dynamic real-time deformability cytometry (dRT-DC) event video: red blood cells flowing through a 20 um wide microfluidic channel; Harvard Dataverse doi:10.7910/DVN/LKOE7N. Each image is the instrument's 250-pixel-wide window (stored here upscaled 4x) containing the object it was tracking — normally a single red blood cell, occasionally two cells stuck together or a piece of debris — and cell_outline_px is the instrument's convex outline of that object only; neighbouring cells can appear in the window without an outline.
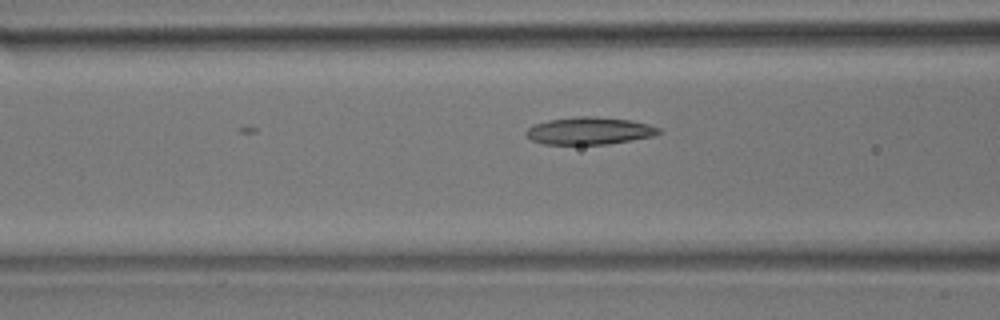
{"species": "common noctule bat (a hibernating species)", "species_latin": "Nyctalus noctula", "temperature_condition": "room temperature", "stored_images_in_passage": 20, "camera_frame_rate_fps": 3000, "um_per_image_px": 0.085, "animal": {"sex": "male", "body_mass_g": 17.9}, "frame": {"image": 1, "passage_image": 20, "time_ms": 6.333, "image_size_px": [1000, 320], "cell_outline_px": [[664, 132], [652, 136], [608, 144], [544, 144], [532, 140], [524, 132], [528, 128], [536, 124], [548, 120], [576, 116], [596, 116], [628, 120], [648, 124], [660, 128]], "centroid_in_image_um": [50.11, 11.11], "position_along_channel_um": 116.5, "area_um2": 21.04}}